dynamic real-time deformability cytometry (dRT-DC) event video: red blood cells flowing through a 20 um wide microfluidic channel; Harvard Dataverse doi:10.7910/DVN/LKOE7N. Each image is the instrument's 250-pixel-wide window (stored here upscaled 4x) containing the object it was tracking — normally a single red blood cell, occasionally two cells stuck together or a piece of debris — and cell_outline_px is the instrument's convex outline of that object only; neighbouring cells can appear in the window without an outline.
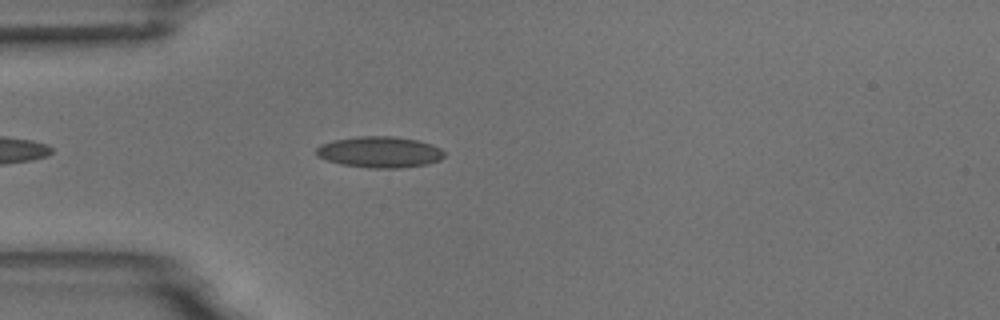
{"species": "common noctule bat (a hibernating species)", "species_latin": "Nyctalus noctula", "temperature_condition": "room temperature", "stored_images_in_passage": 4, "camera_frame_rate_fps": 3000, "um_per_image_px": 0.085, "animal": {"sex": "male", "body_mass_g": 18.8}, "frame": {"image": 1, "passage_image": 4, "time_ms": 3.667, "image_size_px": [1000, 320], "cell_outline_px": [[444, 156], [440, 160], [428, 164], [400, 168], [368, 168], [340, 164], [316, 156], [316, 148], [320, 144], [336, 140], [360, 136], [392, 136], [416, 140], [432, 144], [440, 148], [444, 152]], "centroid_in_image_um": [32.28, 12.93], "position_along_channel_um": 52.7, "area_um2": 23.24}}